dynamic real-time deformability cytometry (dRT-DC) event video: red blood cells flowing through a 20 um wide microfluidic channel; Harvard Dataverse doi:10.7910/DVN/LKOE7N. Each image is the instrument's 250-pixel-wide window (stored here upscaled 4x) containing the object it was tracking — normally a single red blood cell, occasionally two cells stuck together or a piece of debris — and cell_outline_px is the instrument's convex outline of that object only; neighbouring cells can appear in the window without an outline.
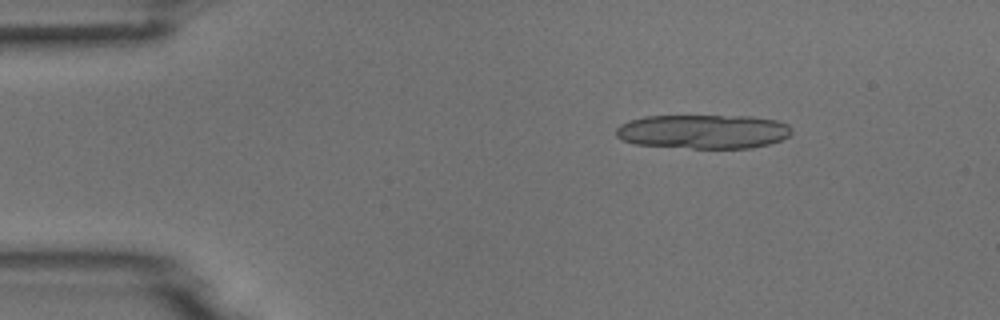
{"species": "common noctule bat (a hibernating species)", "species_latin": "Nyctalus noctula", "temperature_condition": "room temperature", "stored_images_in_passage": 16, "camera_frame_rate_fps": 3000, "um_per_image_px": 0.085, "animal": {"sex": "male", "body_mass_g": 18.8}, "frame": {"image": 1, "passage_image": 5, "time_ms": 1.333, "image_size_px": [1000, 320], "cell_outline_px": [[792, 132], [788, 136], [780, 140], [768, 144], [752, 148], [692, 148], [636, 144], [620, 140], [616, 136], [616, 128], [620, 124], [628, 120], [644, 116], [752, 116], [776, 120], [788, 124], [792, 128]], "centroid_in_image_um": [59.76, 11.18], "position_along_channel_um": 25.2, "area_um2": 35.14}}